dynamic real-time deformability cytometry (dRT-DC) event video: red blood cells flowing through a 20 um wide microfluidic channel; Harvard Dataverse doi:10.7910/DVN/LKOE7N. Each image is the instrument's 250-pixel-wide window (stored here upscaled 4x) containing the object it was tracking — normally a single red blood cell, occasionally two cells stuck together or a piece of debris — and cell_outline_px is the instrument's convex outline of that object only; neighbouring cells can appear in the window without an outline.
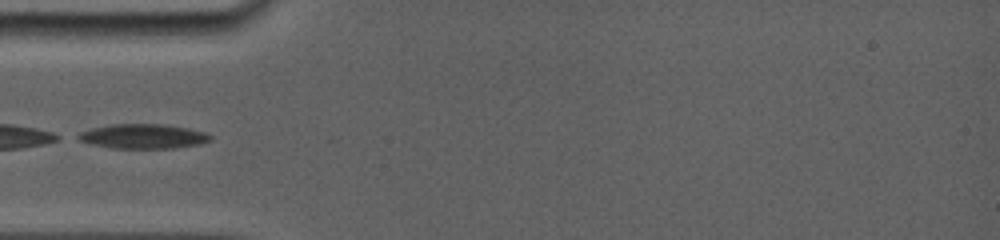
{"species": "common noctule bat (a hibernating species)", "species_latin": "Nyctalus noctula", "temperature_condition": "room temperature", "stored_images_in_passage": 22, "camera_frame_rate_fps": 5000, "um_per_image_px": 0.085, "animal": {"sex": "female", "body_mass_g": 19.0, "forearm_length_mm": 56.7}, "frame": {"image": 1, "passage_image": 1, "time_ms": 0.0, "image_size_px": [1000, 240], "cell_outline_px": [[212, 140], [200, 144], [176, 148], [112, 148], [92, 144], [80, 140], [72, 136], [80, 132], [92, 128], [112, 124], [164, 124], [188, 128], [204, 132], [212, 136]], "centroid_in_image_um": [12.16, 11.58], "position_along_channel_um": 72.8, "area_um2": 19.02}}